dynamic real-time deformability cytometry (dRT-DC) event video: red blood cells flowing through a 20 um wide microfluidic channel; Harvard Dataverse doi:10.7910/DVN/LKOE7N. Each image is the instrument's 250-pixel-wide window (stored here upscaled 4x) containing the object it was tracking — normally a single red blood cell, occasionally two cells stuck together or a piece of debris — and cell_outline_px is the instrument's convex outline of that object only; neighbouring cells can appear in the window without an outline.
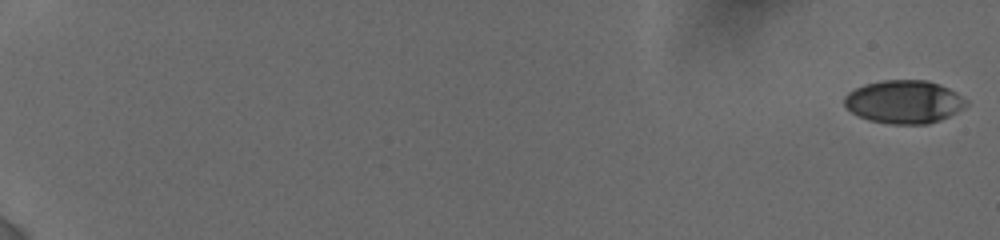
{"species": "human", "species_latin": "Homo sapiens", "temperature_condition": "cold", "stored_images_in_passage": 9, "camera_frame_rate_fps": 3000, "um_per_image_px": 0.085, "donor": {"sex": "female"}, "frame": {"image": 1, "passage_image": 1, "time_ms": 0.0, "image_size_px": [1000, 240], "cell_outline_px": [[968, 104], [964, 108], [940, 120], [928, 124], [892, 124], [868, 120], [852, 112], [844, 104], [844, 96], [848, 92], [864, 84], [884, 80], [924, 80], [940, 84], [956, 92], [968, 100]], "centroid_in_image_um": [76.86, 8.65], "position_along_channel_um": 8.1, "area_um2": 30.63}}
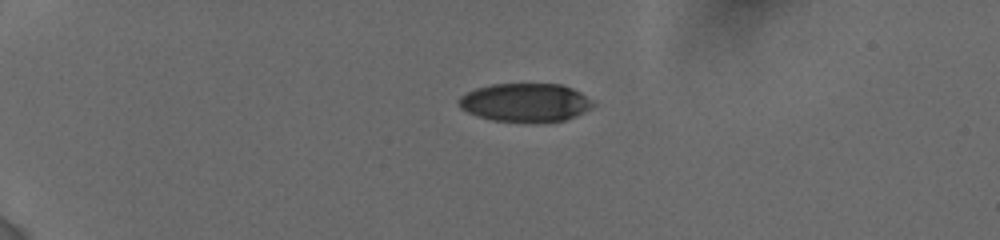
{"frame": {"image": 2, "passage_image": 6, "time_ms": 5.0, "image_size_px": [1000, 240], "cell_outline_px": [[596, 104], [592, 108], [576, 116], [564, 120], [536, 124], [528, 124], [492, 120], [476, 116], [460, 108], [456, 100], [460, 96], [476, 88], [492, 84], [560, 84], [572, 88], [596, 100]], "centroid_in_image_um": [44.69, 8.74], "position_along_channel_um": 40.3, "area_um2": 30.98}}
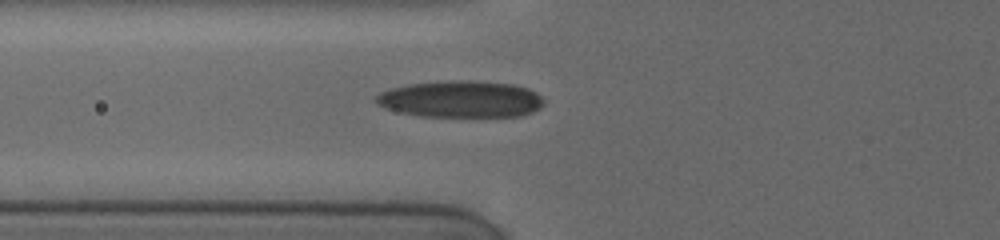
{"frame": {"image": 3, "passage_image": 9, "time_ms": 8.0, "image_size_px": [1000, 240], "cell_outline_px": [[544, 104], [540, 108], [532, 112], [520, 116], [420, 116], [400, 112], [376, 104], [376, 96], [380, 92], [392, 88], [408, 84], [448, 80], [476, 80], [516, 84], [528, 88], [536, 92], [544, 100]], "centroid_in_image_um": [39.21, 8.41], "position_along_channel_um": 86.6, "area_um2": 36.07}}